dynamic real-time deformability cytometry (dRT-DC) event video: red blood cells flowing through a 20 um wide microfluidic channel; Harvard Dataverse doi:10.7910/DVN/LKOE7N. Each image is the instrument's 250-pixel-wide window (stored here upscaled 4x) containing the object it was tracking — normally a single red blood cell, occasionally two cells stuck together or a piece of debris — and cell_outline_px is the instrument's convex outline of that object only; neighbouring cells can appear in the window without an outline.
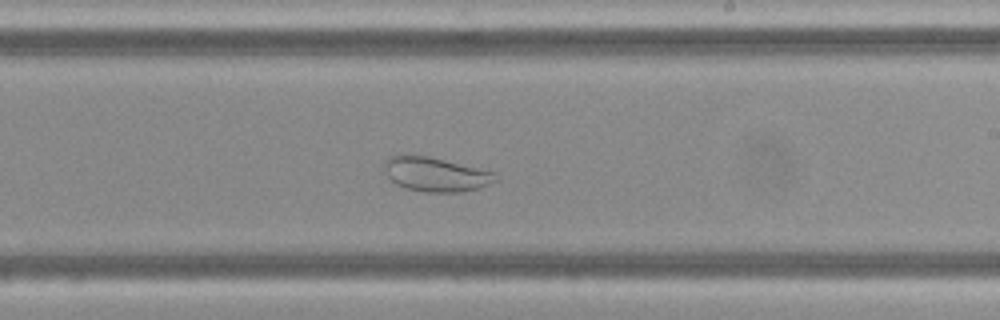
{"species": "Egyptian fruit bat (a non-hibernating species)", "species_latin": "Rousettus aegyptiacus", "temperature_condition": "cold", "stored_images_in_passage": 51, "camera_frame_rate_fps": 3000, "um_per_image_px": 0.085, "frame": {"image": 1, "passage_image": 30, "time_ms": 9.667, "image_size_px": [1000, 320], "cell_outline_px": [[500, 180], [480, 188], [460, 192], [424, 192], [408, 188], [396, 184], [384, 172], [384, 160], [388, 156], [400, 152], [404, 152], [428, 156], [496, 172]], "centroid_in_image_um": [37.01, 14.78], "position_along_channel_um": 252.0, "area_um2": 22.83}}